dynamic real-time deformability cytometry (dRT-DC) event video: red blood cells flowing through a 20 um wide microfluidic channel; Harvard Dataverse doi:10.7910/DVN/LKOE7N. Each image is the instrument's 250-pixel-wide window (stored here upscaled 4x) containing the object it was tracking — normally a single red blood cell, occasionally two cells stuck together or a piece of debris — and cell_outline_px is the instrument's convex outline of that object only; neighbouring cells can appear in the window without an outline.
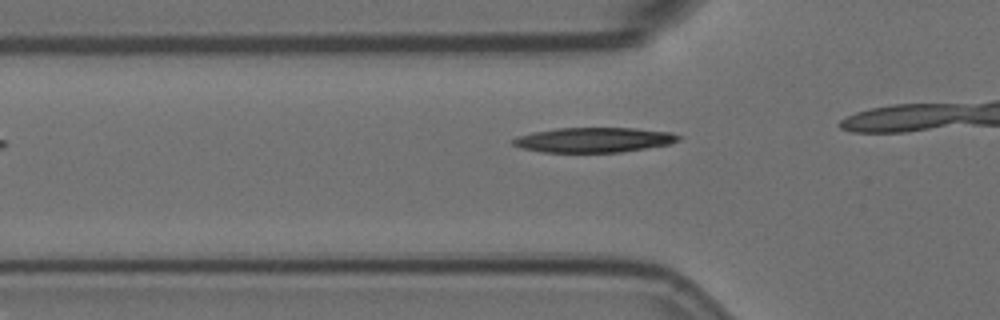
{"species": "Egyptian fruit bat (a non-hibernating species)", "species_latin": "Rousettus aegyptiacus", "temperature_condition": "room temperature", "stored_images_in_passage": 6, "camera_frame_rate_fps": 3000, "um_per_image_px": 0.085, "animal": {"sex": "female"}, "frame": {"image": 1, "passage_image": 3, "time_ms": 0.667, "image_size_px": [1000, 320], "cell_outline_px": [[680, 140], [668, 144], [620, 152], [544, 152], [520, 148], [512, 144], [512, 140], [520, 136], [532, 132], [556, 128], [636, 128], [668, 132], [680, 136]], "centroid_in_image_um": [50.44, 11.89], "position_along_channel_um": 75.4, "area_um2": 23.76}}